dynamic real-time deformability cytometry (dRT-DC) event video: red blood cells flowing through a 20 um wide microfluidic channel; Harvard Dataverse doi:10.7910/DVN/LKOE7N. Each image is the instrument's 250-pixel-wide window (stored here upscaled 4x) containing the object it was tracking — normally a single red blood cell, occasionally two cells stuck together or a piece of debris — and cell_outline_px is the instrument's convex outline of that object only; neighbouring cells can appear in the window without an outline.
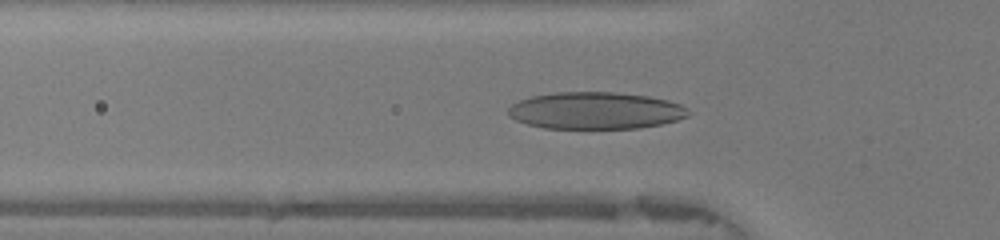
{"species": "human", "species_latin": "Homo sapiens", "temperature_condition": "warm", "stored_images_in_passage": 47, "camera_frame_rate_fps": 3000, "um_per_image_px": 0.085, "donor": {"sex": "female"}, "frame": {"image": 1, "passage_image": 13, "time_ms": 4.0, "image_size_px": [1000, 240], "cell_outline_px": [[688, 116], [676, 120], [660, 124], [636, 128], [544, 128], [528, 124], [516, 120], [508, 116], [508, 108], [512, 104], [520, 100], [532, 96], [556, 92], [616, 92], [648, 96], [668, 100], [680, 104], [688, 112]], "centroid_in_image_um": [50.58, 9.39], "position_along_channel_um": 75.2, "area_um2": 38.61}}
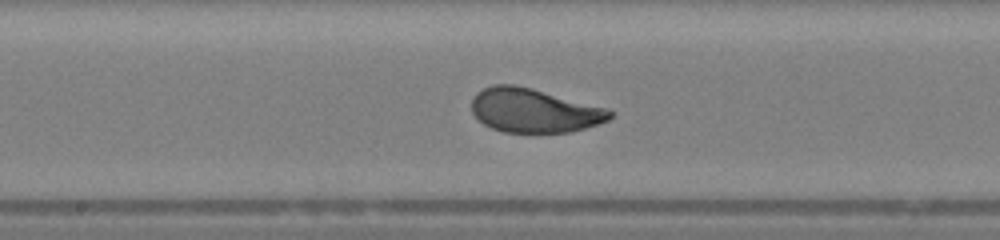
{"frame": {"image": 2, "passage_image": 22, "time_ms": 7.0, "image_size_px": [1000, 240], "cell_outline_px": [[612, 116], [608, 120], [572, 132], [504, 132], [492, 128], [484, 124], [472, 112], [472, 100], [476, 92], [492, 84], [516, 84], [532, 88], [608, 108], [612, 112]], "centroid_in_image_um": [45.38, 9.38], "position_along_channel_um": 202.8, "area_um2": 35.37}}
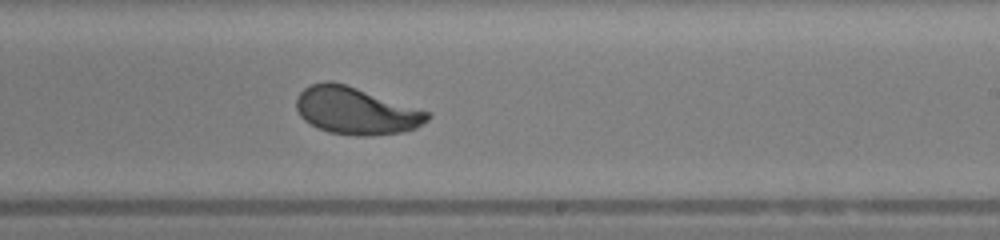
{"frame": {"image": 3, "passage_image": 26, "time_ms": 8.333, "image_size_px": [1000, 240], "cell_outline_px": [[432, 116], [428, 120], [416, 128], [400, 132], [368, 136], [360, 136], [328, 132], [304, 120], [300, 116], [296, 108], [296, 96], [304, 88], [312, 84], [324, 80], [332, 80], [428, 112]], "centroid_in_image_um": [30.2, 9.41], "position_along_channel_um": 258.8, "area_um2": 35.6}, "authors_computed_cell_mechanics": {"area_um2": 36.5874, "velocity_mm_per_s": 4.2192, "shape_relaxation_time_tau1_ms": 2.8392, "shape_relaxation_time_tau2_ms": 0.667, "deformation_change_tau1": 0.1722, "deformation_change_tau2": 0.0625}}